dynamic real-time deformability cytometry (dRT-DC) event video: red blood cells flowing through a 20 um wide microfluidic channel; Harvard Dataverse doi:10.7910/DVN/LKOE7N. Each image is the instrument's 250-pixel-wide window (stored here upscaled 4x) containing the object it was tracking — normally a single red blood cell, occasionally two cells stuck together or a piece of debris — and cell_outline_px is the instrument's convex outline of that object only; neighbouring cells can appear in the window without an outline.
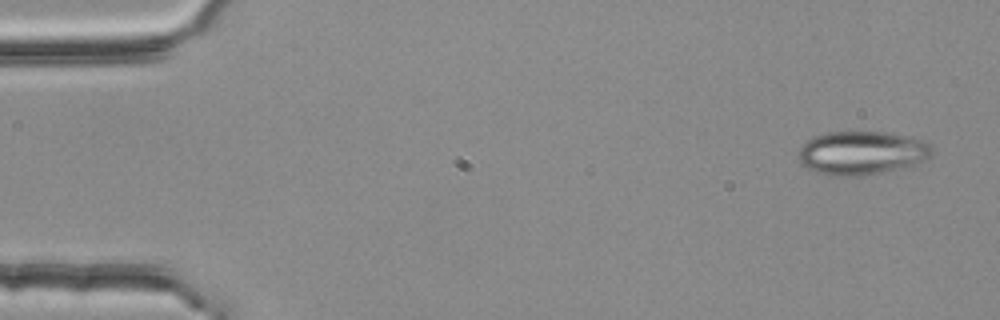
{"species": "common noctule bat (a hibernating species)", "species_latin": "Nyctalus noctula", "temperature_condition": "room temperature", "stored_images_in_passage": 3, "camera_frame_rate_fps": 3000, "um_per_image_px": 0.085, "animal": {"sex": "female", "body_mass_g": 25.1}, "frame": {"image": 1, "passage_image": 1, "time_ms": 0.0, "image_size_px": [1000, 320], "cell_outline_px": [[932, 152], [924, 160], [916, 164], [904, 168], [860, 176], [828, 176], [816, 172], [808, 168], [800, 160], [800, 148], [808, 140], [816, 136], [828, 132], [888, 132], [924, 140], [932, 148]], "centroid_in_image_um": [73.27, 13.0], "position_along_channel_um": 11.7, "area_um2": 33.7}}